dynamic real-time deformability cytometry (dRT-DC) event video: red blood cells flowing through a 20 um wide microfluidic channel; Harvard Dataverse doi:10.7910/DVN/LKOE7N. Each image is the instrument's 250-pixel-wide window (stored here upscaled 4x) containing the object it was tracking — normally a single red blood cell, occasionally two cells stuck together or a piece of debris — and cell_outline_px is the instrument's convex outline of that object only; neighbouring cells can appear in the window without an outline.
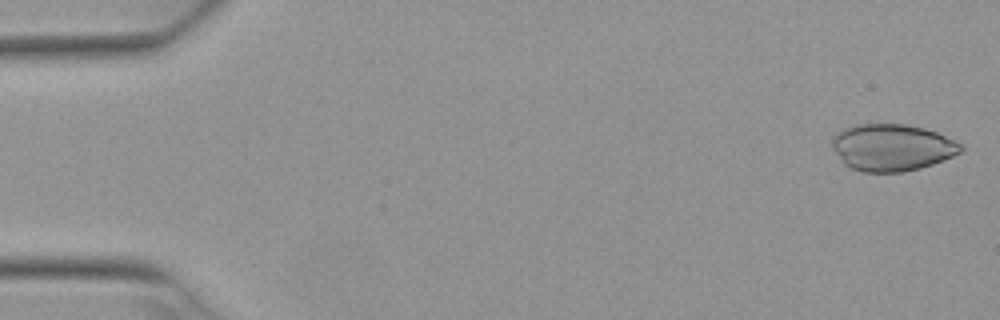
{"species": "Egyptian fruit bat (a non-hibernating species)", "species_latin": "Rousettus aegyptiacus", "temperature_condition": "warm", "stored_images_in_passage": 2, "camera_frame_rate_fps": 3000, "um_per_image_px": 0.085, "animal": {"sex": "female"}, "frame": {"image": 1, "passage_image": 2, "time_ms": 0.333, "image_size_px": [1000, 320], "cell_outline_px": [[964, 148], [960, 152], [952, 156], [932, 164], [920, 168], [904, 172], [860, 172], [844, 164], [832, 148], [832, 136], [836, 132], [852, 124], [904, 124], [924, 128], [936, 132], [956, 140], [964, 144]], "centroid_in_image_um": [75.81, 12.53], "position_along_channel_um": 9.2, "area_um2": 35.43}}